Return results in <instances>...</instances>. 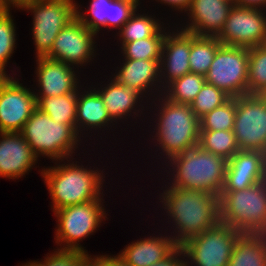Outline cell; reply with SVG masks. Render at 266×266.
Here are the masks:
<instances>
[{
    "mask_svg": "<svg viewBox=\"0 0 266 266\" xmlns=\"http://www.w3.org/2000/svg\"><path fill=\"white\" fill-rule=\"evenodd\" d=\"M159 196L169 222L174 223L171 237L178 246L220 221L219 196L214 193L167 187Z\"/></svg>",
    "mask_w": 266,
    "mask_h": 266,
    "instance_id": "6da1fadb",
    "label": "cell"
},
{
    "mask_svg": "<svg viewBox=\"0 0 266 266\" xmlns=\"http://www.w3.org/2000/svg\"><path fill=\"white\" fill-rule=\"evenodd\" d=\"M67 161L68 164L64 162L59 165L55 162L56 166L41 170L51 196L53 212L66 206L103 198V170H92L90 167L77 165V161Z\"/></svg>",
    "mask_w": 266,
    "mask_h": 266,
    "instance_id": "7a4b0ae2",
    "label": "cell"
},
{
    "mask_svg": "<svg viewBox=\"0 0 266 266\" xmlns=\"http://www.w3.org/2000/svg\"><path fill=\"white\" fill-rule=\"evenodd\" d=\"M167 167L172 181L166 187L214 193L220 196L226 175L227 160L219 155L195 146L184 153L171 157Z\"/></svg>",
    "mask_w": 266,
    "mask_h": 266,
    "instance_id": "3957f363",
    "label": "cell"
},
{
    "mask_svg": "<svg viewBox=\"0 0 266 266\" xmlns=\"http://www.w3.org/2000/svg\"><path fill=\"white\" fill-rule=\"evenodd\" d=\"M162 96V97H161ZM153 102L159 101V105L154 102L158 114L156 123L155 135H151L157 140L158 148L164 153V158L171 157L184 153L185 151L194 148L199 142L200 123L199 118L194 114L191 106L188 104H180L166 99L163 95L158 97ZM161 101V102H160ZM162 103V104H161Z\"/></svg>",
    "mask_w": 266,
    "mask_h": 266,
    "instance_id": "277c9868",
    "label": "cell"
},
{
    "mask_svg": "<svg viewBox=\"0 0 266 266\" xmlns=\"http://www.w3.org/2000/svg\"><path fill=\"white\" fill-rule=\"evenodd\" d=\"M20 133L37 158L47 156L57 162L70 157L75 159L72 158L73 153L82 140L69 124L53 121L38 108L33 111Z\"/></svg>",
    "mask_w": 266,
    "mask_h": 266,
    "instance_id": "5b68a950",
    "label": "cell"
},
{
    "mask_svg": "<svg viewBox=\"0 0 266 266\" xmlns=\"http://www.w3.org/2000/svg\"><path fill=\"white\" fill-rule=\"evenodd\" d=\"M105 212L102 199L70 205L54 211V216L56 215L58 220L55 243L60 246L64 243L63 247L58 249L80 250L88 253L82 245H79V242L97 231L102 221L107 218Z\"/></svg>",
    "mask_w": 266,
    "mask_h": 266,
    "instance_id": "8992f818",
    "label": "cell"
},
{
    "mask_svg": "<svg viewBox=\"0 0 266 266\" xmlns=\"http://www.w3.org/2000/svg\"><path fill=\"white\" fill-rule=\"evenodd\" d=\"M75 0H35L22 10L33 13L36 58L46 57L62 28L76 18Z\"/></svg>",
    "mask_w": 266,
    "mask_h": 266,
    "instance_id": "52a82bcc",
    "label": "cell"
},
{
    "mask_svg": "<svg viewBox=\"0 0 266 266\" xmlns=\"http://www.w3.org/2000/svg\"><path fill=\"white\" fill-rule=\"evenodd\" d=\"M249 48L221 44L214 56L206 82L230 98L248 94Z\"/></svg>",
    "mask_w": 266,
    "mask_h": 266,
    "instance_id": "ba28073f",
    "label": "cell"
},
{
    "mask_svg": "<svg viewBox=\"0 0 266 266\" xmlns=\"http://www.w3.org/2000/svg\"><path fill=\"white\" fill-rule=\"evenodd\" d=\"M234 246L230 227L219 221L179 247L187 257L185 266H228Z\"/></svg>",
    "mask_w": 266,
    "mask_h": 266,
    "instance_id": "9c48e42d",
    "label": "cell"
},
{
    "mask_svg": "<svg viewBox=\"0 0 266 266\" xmlns=\"http://www.w3.org/2000/svg\"><path fill=\"white\" fill-rule=\"evenodd\" d=\"M233 132L240 150H259L266 143V100L260 94L236 97Z\"/></svg>",
    "mask_w": 266,
    "mask_h": 266,
    "instance_id": "30bf717a",
    "label": "cell"
},
{
    "mask_svg": "<svg viewBox=\"0 0 266 266\" xmlns=\"http://www.w3.org/2000/svg\"><path fill=\"white\" fill-rule=\"evenodd\" d=\"M265 11L233 5L218 40L223 45L247 48L266 44Z\"/></svg>",
    "mask_w": 266,
    "mask_h": 266,
    "instance_id": "8fae6325",
    "label": "cell"
},
{
    "mask_svg": "<svg viewBox=\"0 0 266 266\" xmlns=\"http://www.w3.org/2000/svg\"><path fill=\"white\" fill-rule=\"evenodd\" d=\"M220 221L266 225V191L260 183L240 191H222L219 196Z\"/></svg>",
    "mask_w": 266,
    "mask_h": 266,
    "instance_id": "7c38bea8",
    "label": "cell"
},
{
    "mask_svg": "<svg viewBox=\"0 0 266 266\" xmlns=\"http://www.w3.org/2000/svg\"><path fill=\"white\" fill-rule=\"evenodd\" d=\"M36 108L30 88L10 74L0 76V132H20Z\"/></svg>",
    "mask_w": 266,
    "mask_h": 266,
    "instance_id": "4fadbf2b",
    "label": "cell"
},
{
    "mask_svg": "<svg viewBox=\"0 0 266 266\" xmlns=\"http://www.w3.org/2000/svg\"><path fill=\"white\" fill-rule=\"evenodd\" d=\"M97 34L90 31L77 18L61 29L46 56L74 67L88 64L94 56ZM93 57V58H92ZM80 65V66H79Z\"/></svg>",
    "mask_w": 266,
    "mask_h": 266,
    "instance_id": "5bb4252c",
    "label": "cell"
},
{
    "mask_svg": "<svg viewBox=\"0 0 266 266\" xmlns=\"http://www.w3.org/2000/svg\"><path fill=\"white\" fill-rule=\"evenodd\" d=\"M233 5L234 0H192L186 12L188 23L180 29L196 36L217 37Z\"/></svg>",
    "mask_w": 266,
    "mask_h": 266,
    "instance_id": "9a60e30c",
    "label": "cell"
},
{
    "mask_svg": "<svg viewBox=\"0 0 266 266\" xmlns=\"http://www.w3.org/2000/svg\"><path fill=\"white\" fill-rule=\"evenodd\" d=\"M166 33L161 59H160V81L164 89L169 83L191 73L189 56L191 50V33L184 30Z\"/></svg>",
    "mask_w": 266,
    "mask_h": 266,
    "instance_id": "2e32d148",
    "label": "cell"
},
{
    "mask_svg": "<svg viewBox=\"0 0 266 266\" xmlns=\"http://www.w3.org/2000/svg\"><path fill=\"white\" fill-rule=\"evenodd\" d=\"M36 62L35 77L40 90L34 93L35 97L60 96L74 93L83 87L78 85L80 80L71 65L47 57H39Z\"/></svg>",
    "mask_w": 266,
    "mask_h": 266,
    "instance_id": "e0dca14e",
    "label": "cell"
},
{
    "mask_svg": "<svg viewBox=\"0 0 266 266\" xmlns=\"http://www.w3.org/2000/svg\"><path fill=\"white\" fill-rule=\"evenodd\" d=\"M0 177L18 179L37 162V156L20 132H0Z\"/></svg>",
    "mask_w": 266,
    "mask_h": 266,
    "instance_id": "ac0fdd59",
    "label": "cell"
},
{
    "mask_svg": "<svg viewBox=\"0 0 266 266\" xmlns=\"http://www.w3.org/2000/svg\"><path fill=\"white\" fill-rule=\"evenodd\" d=\"M122 61L120 67H117L119 71L116 70L117 73L113 76L118 83L137 90L142 96L147 93L149 97L154 90H157L155 92L159 93L158 96L162 95L164 89L160 81V60L123 59Z\"/></svg>",
    "mask_w": 266,
    "mask_h": 266,
    "instance_id": "d6986e66",
    "label": "cell"
},
{
    "mask_svg": "<svg viewBox=\"0 0 266 266\" xmlns=\"http://www.w3.org/2000/svg\"><path fill=\"white\" fill-rule=\"evenodd\" d=\"M261 163L258 150H239L228 161L222 191H240L260 182Z\"/></svg>",
    "mask_w": 266,
    "mask_h": 266,
    "instance_id": "ffe728a7",
    "label": "cell"
},
{
    "mask_svg": "<svg viewBox=\"0 0 266 266\" xmlns=\"http://www.w3.org/2000/svg\"><path fill=\"white\" fill-rule=\"evenodd\" d=\"M179 246L168 236H150L128 246L119 255L129 266H151L168 258Z\"/></svg>",
    "mask_w": 266,
    "mask_h": 266,
    "instance_id": "44dd1931",
    "label": "cell"
},
{
    "mask_svg": "<svg viewBox=\"0 0 266 266\" xmlns=\"http://www.w3.org/2000/svg\"><path fill=\"white\" fill-rule=\"evenodd\" d=\"M96 91L102 98L105 108L108 110L110 117L115 121L116 125L118 119H125L127 116H131V113L136 115H134V118L139 117L138 113L141 110L136 108L140 106L144 108V106L139 105L138 102L141 99L143 101L145 97L148 98L145 95L143 97L137 90L118 83L114 78L104 88L102 86V88H97Z\"/></svg>",
    "mask_w": 266,
    "mask_h": 266,
    "instance_id": "7402d4cb",
    "label": "cell"
},
{
    "mask_svg": "<svg viewBox=\"0 0 266 266\" xmlns=\"http://www.w3.org/2000/svg\"><path fill=\"white\" fill-rule=\"evenodd\" d=\"M90 88L88 91H82V94L80 89L77 92L76 132L79 137H81L85 129L86 131L88 129L98 130L99 128L102 129L104 127L103 129H105L115 125L113 123L115 121L110 117L102 98L96 91V87L94 89L93 87ZM79 132L81 133L80 135Z\"/></svg>",
    "mask_w": 266,
    "mask_h": 266,
    "instance_id": "603a6c76",
    "label": "cell"
},
{
    "mask_svg": "<svg viewBox=\"0 0 266 266\" xmlns=\"http://www.w3.org/2000/svg\"><path fill=\"white\" fill-rule=\"evenodd\" d=\"M77 92L60 96L36 97L37 108L53 121L69 124L76 131Z\"/></svg>",
    "mask_w": 266,
    "mask_h": 266,
    "instance_id": "cb8c5ba5",
    "label": "cell"
},
{
    "mask_svg": "<svg viewBox=\"0 0 266 266\" xmlns=\"http://www.w3.org/2000/svg\"><path fill=\"white\" fill-rule=\"evenodd\" d=\"M221 44L217 37L196 36L191 33V50L189 56L191 73L205 76Z\"/></svg>",
    "mask_w": 266,
    "mask_h": 266,
    "instance_id": "d4e9b609",
    "label": "cell"
},
{
    "mask_svg": "<svg viewBox=\"0 0 266 266\" xmlns=\"http://www.w3.org/2000/svg\"><path fill=\"white\" fill-rule=\"evenodd\" d=\"M135 11L129 20L118 31L120 37V44L123 46L125 43L132 42L139 39L154 37L164 24L159 19L148 14H139ZM153 17V18H152Z\"/></svg>",
    "mask_w": 266,
    "mask_h": 266,
    "instance_id": "484cf974",
    "label": "cell"
},
{
    "mask_svg": "<svg viewBox=\"0 0 266 266\" xmlns=\"http://www.w3.org/2000/svg\"><path fill=\"white\" fill-rule=\"evenodd\" d=\"M205 82L204 75L188 73L169 83L162 94L172 102L190 105Z\"/></svg>",
    "mask_w": 266,
    "mask_h": 266,
    "instance_id": "4316f807",
    "label": "cell"
},
{
    "mask_svg": "<svg viewBox=\"0 0 266 266\" xmlns=\"http://www.w3.org/2000/svg\"><path fill=\"white\" fill-rule=\"evenodd\" d=\"M198 146L227 161L240 150L233 130L199 131Z\"/></svg>",
    "mask_w": 266,
    "mask_h": 266,
    "instance_id": "83f0119b",
    "label": "cell"
},
{
    "mask_svg": "<svg viewBox=\"0 0 266 266\" xmlns=\"http://www.w3.org/2000/svg\"><path fill=\"white\" fill-rule=\"evenodd\" d=\"M166 28L161 29L154 37L135 40L120 47L125 59L160 60Z\"/></svg>",
    "mask_w": 266,
    "mask_h": 266,
    "instance_id": "f1b7e54d",
    "label": "cell"
},
{
    "mask_svg": "<svg viewBox=\"0 0 266 266\" xmlns=\"http://www.w3.org/2000/svg\"><path fill=\"white\" fill-rule=\"evenodd\" d=\"M266 90V44L249 48L248 94Z\"/></svg>",
    "mask_w": 266,
    "mask_h": 266,
    "instance_id": "f546056e",
    "label": "cell"
},
{
    "mask_svg": "<svg viewBox=\"0 0 266 266\" xmlns=\"http://www.w3.org/2000/svg\"><path fill=\"white\" fill-rule=\"evenodd\" d=\"M235 114L236 98H229L199 119L200 131L233 130Z\"/></svg>",
    "mask_w": 266,
    "mask_h": 266,
    "instance_id": "4dcf8cb0",
    "label": "cell"
},
{
    "mask_svg": "<svg viewBox=\"0 0 266 266\" xmlns=\"http://www.w3.org/2000/svg\"><path fill=\"white\" fill-rule=\"evenodd\" d=\"M229 227L235 243L254 245L266 258V225L233 222Z\"/></svg>",
    "mask_w": 266,
    "mask_h": 266,
    "instance_id": "1f68e13d",
    "label": "cell"
},
{
    "mask_svg": "<svg viewBox=\"0 0 266 266\" xmlns=\"http://www.w3.org/2000/svg\"><path fill=\"white\" fill-rule=\"evenodd\" d=\"M11 14L10 10L0 14V76H8L5 67L16 49V27Z\"/></svg>",
    "mask_w": 266,
    "mask_h": 266,
    "instance_id": "d6a6232c",
    "label": "cell"
},
{
    "mask_svg": "<svg viewBox=\"0 0 266 266\" xmlns=\"http://www.w3.org/2000/svg\"><path fill=\"white\" fill-rule=\"evenodd\" d=\"M79 7L80 5H76V18L90 31L97 34L102 27L109 29L110 0H92L87 12H85L89 13L90 16L81 13Z\"/></svg>",
    "mask_w": 266,
    "mask_h": 266,
    "instance_id": "836d02e7",
    "label": "cell"
},
{
    "mask_svg": "<svg viewBox=\"0 0 266 266\" xmlns=\"http://www.w3.org/2000/svg\"><path fill=\"white\" fill-rule=\"evenodd\" d=\"M229 98L222 90L205 82L190 106L194 114L200 119L206 113L225 103Z\"/></svg>",
    "mask_w": 266,
    "mask_h": 266,
    "instance_id": "e575fe53",
    "label": "cell"
},
{
    "mask_svg": "<svg viewBox=\"0 0 266 266\" xmlns=\"http://www.w3.org/2000/svg\"><path fill=\"white\" fill-rule=\"evenodd\" d=\"M228 266H266V258L254 245L235 243Z\"/></svg>",
    "mask_w": 266,
    "mask_h": 266,
    "instance_id": "d590c367",
    "label": "cell"
},
{
    "mask_svg": "<svg viewBox=\"0 0 266 266\" xmlns=\"http://www.w3.org/2000/svg\"><path fill=\"white\" fill-rule=\"evenodd\" d=\"M138 4L132 0H110L109 29L120 30L131 15L138 11Z\"/></svg>",
    "mask_w": 266,
    "mask_h": 266,
    "instance_id": "8d00e7d4",
    "label": "cell"
},
{
    "mask_svg": "<svg viewBox=\"0 0 266 266\" xmlns=\"http://www.w3.org/2000/svg\"><path fill=\"white\" fill-rule=\"evenodd\" d=\"M57 250V251H56ZM45 257L44 261H38L42 266H81L89 256L80 250L56 249Z\"/></svg>",
    "mask_w": 266,
    "mask_h": 266,
    "instance_id": "74e56055",
    "label": "cell"
},
{
    "mask_svg": "<svg viewBox=\"0 0 266 266\" xmlns=\"http://www.w3.org/2000/svg\"><path fill=\"white\" fill-rule=\"evenodd\" d=\"M184 259H185V257H184V254L182 252V249L180 247H178L164 261H161V262L156 263V264L151 265V266H185V260Z\"/></svg>",
    "mask_w": 266,
    "mask_h": 266,
    "instance_id": "f35d334b",
    "label": "cell"
},
{
    "mask_svg": "<svg viewBox=\"0 0 266 266\" xmlns=\"http://www.w3.org/2000/svg\"><path fill=\"white\" fill-rule=\"evenodd\" d=\"M161 2L164 3L165 5H168V7H171L172 9L175 8L174 10H178V11H184V13H186V11L189 10L190 5L192 3V0H156V2Z\"/></svg>",
    "mask_w": 266,
    "mask_h": 266,
    "instance_id": "ab89813d",
    "label": "cell"
},
{
    "mask_svg": "<svg viewBox=\"0 0 266 266\" xmlns=\"http://www.w3.org/2000/svg\"><path fill=\"white\" fill-rule=\"evenodd\" d=\"M96 257L104 264V266H129L119 254L116 256L97 255Z\"/></svg>",
    "mask_w": 266,
    "mask_h": 266,
    "instance_id": "60d3db41",
    "label": "cell"
},
{
    "mask_svg": "<svg viewBox=\"0 0 266 266\" xmlns=\"http://www.w3.org/2000/svg\"><path fill=\"white\" fill-rule=\"evenodd\" d=\"M234 5L265 9L266 0H234Z\"/></svg>",
    "mask_w": 266,
    "mask_h": 266,
    "instance_id": "b9f144b4",
    "label": "cell"
},
{
    "mask_svg": "<svg viewBox=\"0 0 266 266\" xmlns=\"http://www.w3.org/2000/svg\"><path fill=\"white\" fill-rule=\"evenodd\" d=\"M1 3L7 10L11 9V6L17 9H22L25 5L35 1V0H0Z\"/></svg>",
    "mask_w": 266,
    "mask_h": 266,
    "instance_id": "7bdbcfd3",
    "label": "cell"
},
{
    "mask_svg": "<svg viewBox=\"0 0 266 266\" xmlns=\"http://www.w3.org/2000/svg\"><path fill=\"white\" fill-rule=\"evenodd\" d=\"M81 266H104V264L96 257L93 255H89L82 263Z\"/></svg>",
    "mask_w": 266,
    "mask_h": 266,
    "instance_id": "ee69618b",
    "label": "cell"
},
{
    "mask_svg": "<svg viewBox=\"0 0 266 266\" xmlns=\"http://www.w3.org/2000/svg\"><path fill=\"white\" fill-rule=\"evenodd\" d=\"M261 163V177H260V184L266 191V160H260Z\"/></svg>",
    "mask_w": 266,
    "mask_h": 266,
    "instance_id": "f6af8a7d",
    "label": "cell"
},
{
    "mask_svg": "<svg viewBox=\"0 0 266 266\" xmlns=\"http://www.w3.org/2000/svg\"><path fill=\"white\" fill-rule=\"evenodd\" d=\"M260 154V160H266V143L258 150Z\"/></svg>",
    "mask_w": 266,
    "mask_h": 266,
    "instance_id": "bcb514c9",
    "label": "cell"
},
{
    "mask_svg": "<svg viewBox=\"0 0 266 266\" xmlns=\"http://www.w3.org/2000/svg\"><path fill=\"white\" fill-rule=\"evenodd\" d=\"M22 266H42L38 261H30L28 263H25L24 265L22 264Z\"/></svg>",
    "mask_w": 266,
    "mask_h": 266,
    "instance_id": "7dc6e473",
    "label": "cell"
},
{
    "mask_svg": "<svg viewBox=\"0 0 266 266\" xmlns=\"http://www.w3.org/2000/svg\"><path fill=\"white\" fill-rule=\"evenodd\" d=\"M7 9L4 7V5L0 1V14L5 12Z\"/></svg>",
    "mask_w": 266,
    "mask_h": 266,
    "instance_id": "c3c4849f",
    "label": "cell"
},
{
    "mask_svg": "<svg viewBox=\"0 0 266 266\" xmlns=\"http://www.w3.org/2000/svg\"><path fill=\"white\" fill-rule=\"evenodd\" d=\"M260 95L266 100V90H264Z\"/></svg>",
    "mask_w": 266,
    "mask_h": 266,
    "instance_id": "681fc988",
    "label": "cell"
},
{
    "mask_svg": "<svg viewBox=\"0 0 266 266\" xmlns=\"http://www.w3.org/2000/svg\"><path fill=\"white\" fill-rule=\"evenodd\" d=\"M132 1H134L136 4H138L139 6H140V0H132Z\"/></svg>",
    "mask_w": 266,
    "mask_h": 266,
    "instance_id": "f907efd6",
    "label": "cell"
}]
</instances>
